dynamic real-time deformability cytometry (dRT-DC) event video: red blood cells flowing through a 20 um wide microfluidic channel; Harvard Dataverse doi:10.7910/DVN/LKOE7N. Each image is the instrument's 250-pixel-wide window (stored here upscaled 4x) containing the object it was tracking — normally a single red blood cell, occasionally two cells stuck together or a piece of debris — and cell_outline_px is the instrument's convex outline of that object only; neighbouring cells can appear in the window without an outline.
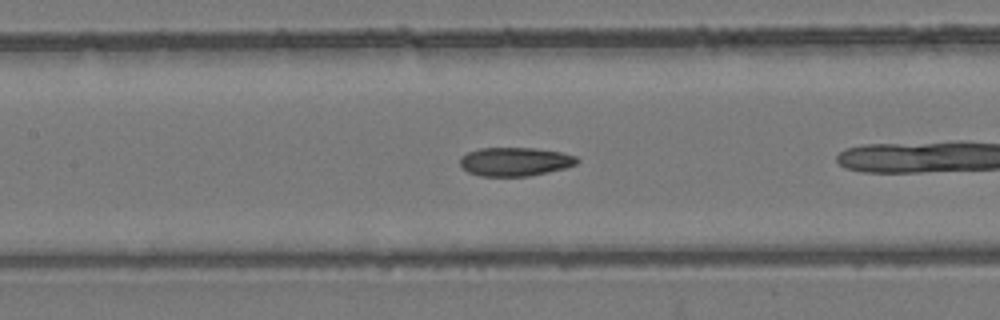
{"species": "common noctule bat (a hibernating species)", "species_latin": "Nyctalus noctula", "temperature_condition": "room temperature", "stored_images_in_passage": 24, "camera_frame_rate_fps": 3000, "um_per_image_px": 0.085, "animal": {"sex": "female", "body_mass_g": 24.6, "forearm_length_mm": 56.2}, "frame": {"image": 1, "passage_image": 8, "time_ms": 2.333, "image_size_px": [1000, 320], "cell_outline_px": [[580, 160], [576, 164], [564, 168], [548, 172], [528, 176], [480, 176], [468, 172], [460, 164], [460, 156], [468, 152], [480, 148], [536, 148], [560, 152], [576, 156]], "centroid_in_image_um": [43.77, 13.74], "position_along_channel_um": 163.6, "area_um2": 19.54}}
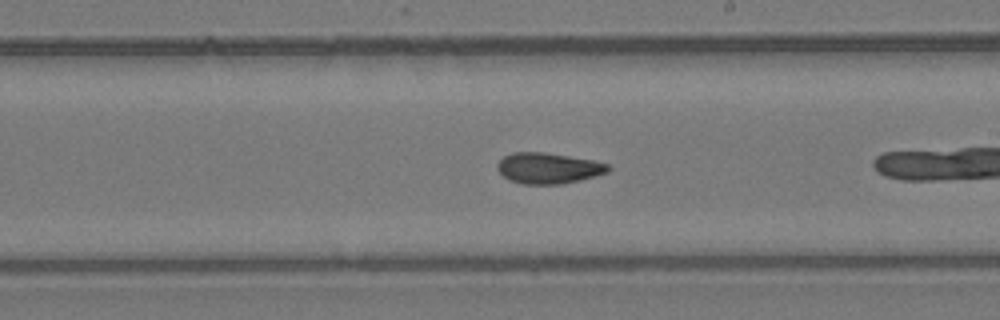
{"frame": {"image": 2, "passage_image": 14, "time_ms": 4.333, "image_size_px": [1000, 320], "cell_outline_px": [[612, 168], [608, 172], [580, 180], [560, 184], [520, 184], [508, 180], [496, 168], [496, 164], [504, 156], [512, 152], [544, 152], [592, 160], [608, 164]], "centroid_in_image_um": [46.58, 14.3], "position_along_channel_um": 242.4, "area_um2": 19.94}}
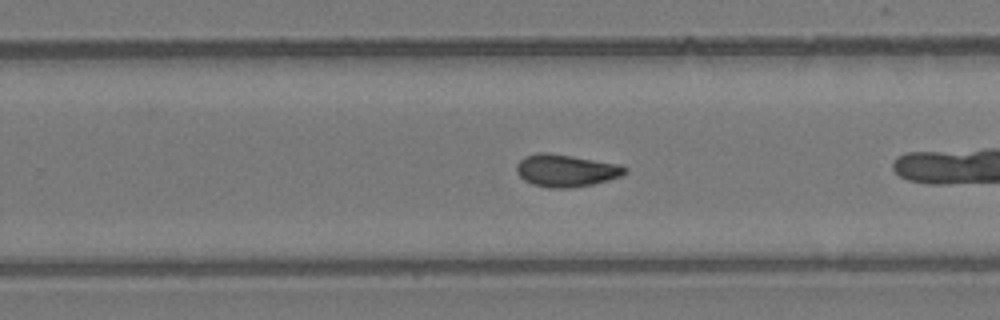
{"frame": {"image": 3, "passage_image": 17, "time_ms": 5.333, "image_size_px": [1000, 320], "cell_outline_px": [[628, 172], [620, 176], [608, 180], [592, 184], [572, 188], [548, 188], [532, 184], [524, 180], [516, 172], [516, 164], [524, 156], [536, 152], [548, 152], [620, 164], [628, 168]], "centroid_in_image_um": [48.09, 14.49], "position_along_channel_um": 281.7, "area_um2": 20.63}}